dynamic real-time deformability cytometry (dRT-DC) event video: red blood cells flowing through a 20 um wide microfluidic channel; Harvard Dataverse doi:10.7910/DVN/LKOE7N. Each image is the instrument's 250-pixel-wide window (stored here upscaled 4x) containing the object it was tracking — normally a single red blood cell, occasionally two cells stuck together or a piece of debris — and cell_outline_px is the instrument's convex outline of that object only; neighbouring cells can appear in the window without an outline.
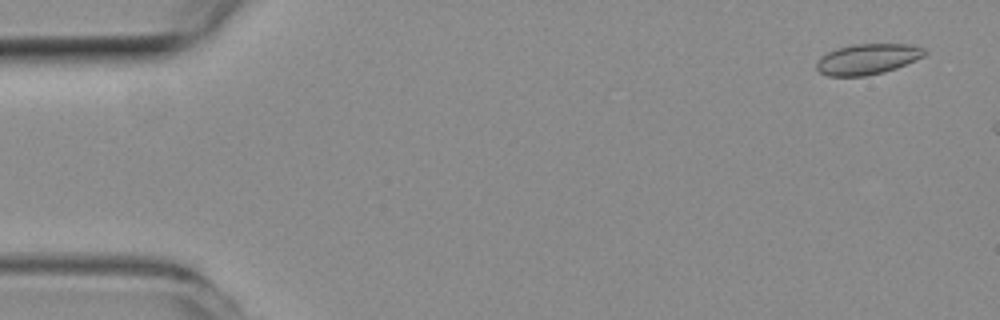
{"species": "common noctule bat (a hibernating species)", "species_latin": "Nyctalus noctula", "temperature_condition": "room temperature", "stored_images_in_passage": 8, "camera_frame_rate_fps": 3000, "um_per_image_px": 0.085, "animal": {"sex": "female", "body_mass_g": 19.3, "forearm_length_mm": 54.1}, "frame": {"image": 1, "passage_image": 3, "time_ms": 0.667, "image_size_px": [1000, 320], "cell_outline_px": [[928, 52], [924, 56], [916, 60], [896, 68], [884, 72], [868, 76], [828, 76], [820, 72], [816, 68], [816, 64], [820, 56], [836, 48], [856, 44], [908, 44], [924, 48]], "centroid_in_image_um": [73.74, 5.02], "position_along_channel_um": 11.3, "area_um2": 19.36}}